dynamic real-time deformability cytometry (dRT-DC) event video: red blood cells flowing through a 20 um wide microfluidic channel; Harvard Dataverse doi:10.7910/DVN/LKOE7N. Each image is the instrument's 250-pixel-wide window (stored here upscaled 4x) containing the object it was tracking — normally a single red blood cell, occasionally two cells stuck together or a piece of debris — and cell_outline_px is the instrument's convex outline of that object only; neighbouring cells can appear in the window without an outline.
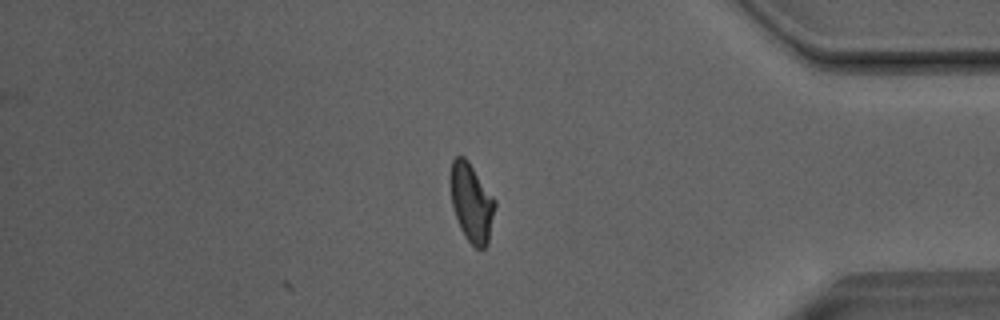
{"species": "Egyptian fruit bat (a non-hibernating species)", "species_latin": "Rousettus aegyptiacus", "temperature_condition": "room temperature", "stored_images_in_passage": 42, "camera_frame_rate_fps": 3000, "um_per_image_px": 0.085, "animal": {"sex": "male"}, "frame": {"image": 1, "passage_image": 42, "time_ms": 13.667, "image_size_px": [1000, 320], "cell_outline_px": [[496, 204], [488, 244], [484, 248], [476, 248], [464, 236], [460, 228], [452, 204], [448, 180], [452, 160], [456, 156], [464, 156], [468, 160], [496, 200]], "centroid_in_image_um": [40.06, 17.19], "position_along_channel_um": 395.1, "area_um2": 20.63}, "authors_computed_cell_mechanics": {"area_um2": 20.6057, "velocity_mm_per_s": 4.0677, "shape_relaxation_time_tau1_ms": 5.3211, "shape_relaxation_time_tau2_ms": 1.8472, "deformation_change_tau1": 0.2039, "deformation_change_tau2": 0.0925}}